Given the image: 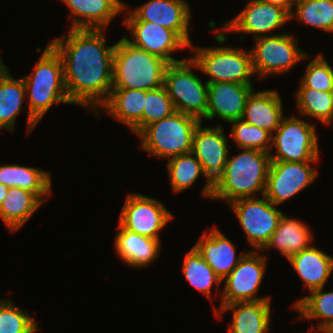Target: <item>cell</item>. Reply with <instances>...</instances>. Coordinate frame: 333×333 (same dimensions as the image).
Masks as SVG:
<instances>
[{
	"mask_svg": "<svg viewBox=\"0 0 333 333\" xmlns=\"http://www.w3.org/2000/svg\"><path fill=\"white\" fill-rule=\"evenodd\" d=\"M68 30L48 43L61 57L70 102L94 114L112 90L116 43L106 45L104 29Z\"/></svg>",
	"mask_w": 333,
	"mask_h": 333,
	"instance_id": "1",
	"label": "cell"
},
{
	"mask_svg": "<svg viewBox=\"0 0 333 333\" xmlns=\"http://www.w3.org/2000/svg\"><path fill=\"white\" fill-rule=\"evenodd\" d=\"M26 88L27 134L54 104L71 105L63 73V63L57 51L48 43L35 64V70L23 77Z\"/></svg>",
	"mask_w": 333,
	"mask_h": 333,
	"instance_id": "2",
	"label": "cell"
},
{
	"mask_svg": "<svg viewBox=\"0 0 333 333\" xmlns=\"http://www.w3.org/2000/svg\"><path fill=\"white\" fill-rule=\"evenodd\" d=\"M227 159L223 172L213 182L211 199L223 200L226 204L256 195H264L270 154L259 150L245 149ZM259 192V193H258Z\"/></svg>",
	"mask_w": 333,
	"mask_h": 333,
	"instance_id": "3",
	"label": "cell"
},
{
	"mask_svg": "<svg viewBox=\"0 0 333 333\" xmlns=\"http://www.w3.org/2000/svg\"><path fill=\"white\" fill-rule=\"evenodd\" d=\"M214 31L217 32L214 39L219 46L194 47L192 44L189 47L193 50L190 57L195 62V69L209 77L206 79L208 83L232 82L253 85L251 79L254 72L250 49L247 51L243 47L225 45L228 40L225 31L222 32L220 27H216Z\"/></svg>",
	"mask_w": 333,
	"mask_h": 333,
	"instance_id": "4",
	"label": "cell"
},
{
	"mask_svg": "<svg viewBox=\"0 0 333 333\" xmlns=\"http://www.w3.org/2000/svg\"><path fill=\"white\" fill-rule=\"evenodd\" d=\"M169 63L126 40L116 42L113 57L112 88L153 90L164 85Z\"/></svg>",
	"mask_w": 333,
	"mask_h": 333,
	"instance_id": "5",
	"label": "cell"
},
{
	"mask_svg": "<svg viewBox=\"0 0 333 333\" xmlns=\"http://www.w3.org/2000/svg\"><path fill=\"white\" fill-rule=\"evenodd\" d=\"M200 122L196 117L175 111L138 134L140 148L160 159L191 153L193 134Z\"/></svg>",
	"mask_w": 333,
	"mask_h": 333,
	"instance_id": "6",
	"label": "cell"
},
{
	"mask_svg": "<svg viewBox=\"0 0 333 333\" xmlns=\"http://www.w3.org/2000/svg\"><path fill=\"white\" fill-rule=\"evenodd\" d=\"M194 68L191 57L169 63L164 73V86L176 111L203 122L208 107V82H203Z\"/></svg>",
	"mask_w": 333,
	"mask_h": 333,
	"instance_id": "7",
	"label": "cell"
},
{
	"mask_svg": "<svg viewBox=\"0 0 333 333\" xmlns=\"http://www.w3.org/2000/svg\"><path fill=\"white\" fill-rule=\"evenodd\" d=\"M250 49L252 69L259 80L273 75L286 74L310 55L298 46L294 33L281 32L277 35L253 39Z\"/></svg>",
	"mask_w": 333,
	"mask_h": 333,
	"instance_id": "8",
	"label": "cell"
},
{
	"mask_svg": "<svg viewBox=\"0 0 333 333\" xmlns=\"http://www.w3.org/2000/svg\"><path fill=\"white\" fill-rule=\"evenodd\" d=\"M314 123L296 115L284 116L272 134L271 161L319 162L320 148ZM275 147V149L273 148ZM273 149L277 153H273Z\"/></svg>",
	"mask_w": 333,
	"mask_h": 333,
	"instance_id": "9",
	"label": "cell"
},
{
	"mask_svg": "<svg viewBox=\"0 0 333 333\" xmlns=\"http://www.w3.org/2000/svg\"><path fill=\"white\" fill-rule=\"evenodd\" d=\"M228 205L237 216L248 245L253 250H262L275 232L283 211L265 195L237 199Z\"/></svg>",
	"mask_w": 333,
	"mask_h": 333,
	"instance_id": "10",
	"label": "cell"
},
{
	"mask_svg": "<svg viewBox=\"0 0 333 333\" xmlns=\"http://www.w3.org/2000/svg\"><path fill=\"white\" fill-rule=\"evenodd\" d=\"M261 250L247 251L238 265L222 281L223 288L219 308L235 302H252L271 300L269 295L259 296L258 291L262 284L267 267V255ZM264 254V255H263Z\"/></svg>",
	"mask_w": 333,
	"mask_h": 333,
	"instance_id": "11",
	"label": "cell"
},
{
	"mask_svg": "<svg viewBox=\"0 0 333 333\" xmlns=\"http://www.w3.org/2000/svg\"><path fill=\"white\" fill-rule=\"evenodd\" d=\"M119 215V223L126 229L153 239H161V230L173 214L159 200L140 193L126 196Z\"/></svg>",
	"mask_w": 333,
	"mask_h": 333,
	"instance_id": "12",
	"label": "cell"
},
{
	"mask_svg": "<svg viewBox=\"0 0 333 333\" xmlns=\"http://www.w3.org/2000/svg\"><path fill=\"white\" fill-rule=\"evenodd\" d=\"M317 162L271 161L264 195L277 207L315 182Z\"/></svg>",
	"mask_w": 333,
	"mask_h": 333,
	"instance_id": "13",
	"label": "cell"
},
{
	"mask_svg": "<svg viewBox=\"0 0 333 333\" xmlns=\"http://www.w3.org/2000/svg\"><path fill=\"white\" fill-rule=\"evenodd\" d=\"M124 12L123 21L153 22L174 31L189 47L193 44L189 35L192 13L185 0H148L135 9L125 3Z\"/></svg>",
	"mask_w": 333,
	"mask_h": 333,
	"instance_id": "14",
	"label": "cell"
},
{
	"mask_svg": "<svg viewBox=\"0 0 333 333\" xmlns=\"http://www.w3.org/2000/svg\"><path fill=\"white\" fill-rule=\"evenodd\" d=\"M290 21V14L280 6L261 0L247 1L243 10L234 18L224 20L222 31L251 34L252 38L277 35L275 30L282 29ZM272 33V35H271Z\"/></svg>",
	"mask_w": 333,
	"mask_h": 333,
	"instance_id": "15",
	"label": "cell"
},
{
	"mask_svg": "<svg viewBox=\"0 0 333 333\" xmlns=\"http://www.w3.org/2000/svg\"><path fill=\"white\" fill-rule=\"evenodd\" d=\"M127 27L131 38L124 33V37L132 45L143 49L144 51L159 56L168 63H175L178 60L174 54L180 49L189 48V46L172 30L163 28L153 22L145 21H123ZM175 52V53H174Z\"/></svg>",
	"mask_w": 333,
	"mask_h": 333,
	"instance_id": "16",
	"label": "cell"
},
{
	"mask_svg": "<svg viewBox=\"0 0 333 333\" xmlns=\"http://www.w3.org/2000/svg\"><path fill=\"white\" fill-rule=\"evenodd\" d=\"M198 124L193 134L192 153L200 161L203 172L214 182L223 172L229 149L223 125L203 127Z\"/></svg>",
	"mask_w": 333,
	"mask_h": 333,
	"instance_id": "17",
	"label": "cell"
},
{
	"mask_svg": "<svg viewBox=\"0 0 333 333\" xmlns=\"http://www.w3.org/2000/svg\"><path fill=\"white\" fill-rule=\"evenodd\" d=\"M253 87L232 82L208 83V107L204 119L213 121L218 118L225 123L241 119Z\"/></svg>",
	"mask_w": 333,
	"mask_h": 333,
	"instance_id": "18",
	"label": "cell"
},
{
	"mask_svg": "<svg viewBox=\"0 0 333 333\" xmlns=\"http://www.w3.org/2000/svg\"><path fill=\"white\" fill-rule=\"evenodd\" d=\"M146 91L139 89L112 88L107 100L97 109L94 117L105 112L138 135L143 130V110ZM100 112V113H99Z\"/></svg>",
	"mask_w": 333,
	"mask_h": 333,
	"instance_id": "19",
	"label": "cell"
},
{
	"mask_svg": "<svg viewBox=\"0 0 333 333\" xmlns=\"http://www.w3.org/2000/svg\"><path fill=\"white\" fill-rule=\"evenodd\" d=\"M271 305V300H260L235 302L220 308L213 305V309L214 315L219 319H223V314L227 311H232L228 333H270Z\"/></svg>",
	"mask_w": 333,
	"mask_h": 333,
	"instance_id": "20",
	"label": "cell"
},
{
	"mask_svg": "<svg viewBox=\"0 0 333 333\" xmlns=\"http://www.w3.org/2000/svg\"><path fill=\"white\" fill-rule=\"evenodd\" d=\"M207 264L223 281L247 251L236 254V246L216 227L207 229L194 244Z\"/></svg>",
	"mask_w": 333,
	"mask_h": 333,
	"instance_id": "21",
	"label": "cell"
},
{
	"mask_svg": "<svg viewBox=\"0 0 333 333\" xmlns=\"http://www.w3.org/2000/svg\"><path fill=\"white\" fill-rule=\"evenodd\" d=\"M69 9L71 29H104L123 12L121 0H61Z\"/></svg>",
	"mask_w": 333,
	"mask_h": 333,
	"instance_id": "22",
	"label": "cell"
},
{
	"mask_svg": "<svg viewBox=\"0 0 333 333\" xmlns=\"http://www.w3.org/2000/svg\"><path fill=\"white\" fill-rule=\"evenodd\" d=\"M114 238V251L129 267L142 269L156 261L161 251V239L137 234L118 223Z\"/></svg>",
	"mask_w": 333,
	"mask_h": 333,
	"instance_id": "23",
	"label": "cell"
},
{
	"mask_svg": "<svg viewBox=\"0 0 333 333\" xmlns=\"http://www.w3.org/2000/svg\"><path fill=\"white\" fill-rule=\"evenodd\" d=\"M279 90H259L248 96L242 119L273 134L284 117Z\"/></svg>",
	"mask_w": 333,
	"mask_h": 333,
	"instance_id": "24",
	"label": "cell"
},
{
	"mask_svg": "<svg viewBox=\"0 0 333 333\" xmlns=\"http://www.w3.org/2000/svg\"><path fill=\"white\" fill-rule=\"evenodd\" d=\"M287 260L309 292L325 287L333 273V256L313 245Z\"/></svg>",
	"mask_w": 333,
	"mask_h": 333,
	"instance_id": "25",
	"label": "cell"
},
{
	"mask_svg": "<svg viewBox=\"0 0 333 333\" xmlns=\"http://www.w3.org/2000/svg\"><path fill=\"white\" fill-rule=\"evenodd\" d=\"M314 234L304 221L290 218L285 213L281 216L275 232L261 252L276 248L280 255L289 258L312 246Z\"/></svg>",
	"mask_w": 333,
	"mask_h": 333,
	"instance_id": "26",
	"label": "cell"
},
{
	"mask_svg": "<svg viewBox=\"0 0 333 333\" xmlns=\"http://www.w3.org/2000/svg\"><path fill=\"white\" fill-rule=\"evenodd\" d=\"M0 183L33 192L43 203L52 195L51 173L37 167L0 163Z\"/></svg>",
	"mask_w": 333,
	"mask_h": 333,
	"instance_id": "27",
	"label": "cell"
},
{
	"mask_svg": "<svg viewBox=\"0 0 333 333\" xmlns=\"http://www.w3.org/2000/svg\"><path fill=\"white\" fill-rule=\"evenodd\" d=\"M43 204L33 192L11 187L0 205V219L9 231L17 232Z\"/></svg>",
	"mask_w": 333,
	"mask_h": 333,
	"instance_id": "28",
	"label": "cell"
},
{
	"mask_svg": "<svg viewBox=\"0 0 333 333\" xmlns=\"http://www.w3.org/2000/svg\"><path fill=\"white\" fill-rule=\"evenodd\" d=\"M166 166L169 175L168 180L175 194L188 190L200 176H203L207 182L201 191L202 197L211 199L213 182L203 172L200 161L192 152L170 158Z\"/></svg>",
	"mask_w": 333,
	"mask_h": 333,
	"instance_id": "29",
	"label": "cell"
},
{
	"mask_svg": "<svg viewBox=\"0 0 333 333\" xmlns=\"http://www.w3.org/2000/svg\"><path fill=\"white\" fill-rule=\"evenodd\" d=\"M26 101V88L21 79H15L8 71L0 80V130L15 132L17 117Z\"/></svg>",
	"mask_w": 333,
	"mask_h": 333,
	"instance_id": "30",
	"label": "cell"
},
{
	"mask_svg": "<svg viewBox=\"0 0 333 333\" xmlns=\"http://www.w3.org/2000/svg\"><path fill=\"white\" fill-rule=\"evenodd\" d=\"M182 274L189 285L194 287L196 290L201 292L210 301L212 300L211 292L214 285L215 296L222 293L220 289V284L222 280L216 275L212 268L207 264V262L202 257V254L193 245L192 248L185 254L184 262L182 264ZM219 291V292H218Z\"/></svg>",
	"mask_w": 333,
	"mask_h": 333,
	"instance_id": "31",
	"label": "cell"
},
{
	"mask_svg": "<svg viewBox=\"0 0 333 333\" xmlns=\"http://www.w3.org/2000/svg\"><path fill=\"white\" fill-rule=\"evenodd\" d=\"M324 288L312 290L297 299L292 310L297 311L299 319L320 320L316 327L333 330V290L325 292Z\"/></svg>",
	"mask_w": 333,
	"mask_h": 333,
	"instance_id": "32",
	"label": "cell"
},
{
	"mask_svg": "<svg viewBox=\"0 0 333 333\" xmlns=\"http://www.w3.org/2000/svg\"><path fill=\"white\" fill-rule=\"evenodd\" d=\"M295 96L299 117L316 119L325 126L333 123V92L298 88Z\"/></svg>",
	"mask_w": 333,
	"mask_h": 333,
	"instance_id": "33",
	"label": "cell"
},
{
	"mask_svg": "<svg viewBox=\"0 0 333 333\" xmlns=\"http://www.w3.org/2000/svg\"><path fill=\"white\" fill-rule=\"evenodd\" d=\"M294 19L333 34V0H297L290 14Z\"/></svg>",
	"mask_w": 333,
	"mask_h": 333,
	"instance_id": "34",
	"label": "cell"
},
{
	"mask_svg": "<svg viewBox=\"0 0 333 333\" xmlns=\"http://www.w3.org/2000/svg\"><path fill=\"white\" fill-rule=\"evenodd\" d=\"M228 124H231L230 137L237 144V148L270 153L272 149V134L269 131L249 124L242 118L230 121Z\"/></svg>",
	"mask_w": 333,
	"mask_h": 333,
	"instance_id": "35",
	"label": "cell"
},
{
	"mask_svg": "<svg viewBox=\"0 0 333 333\" xmlns=\"http://www.w3.org/2000/svg\"><path fill=\"white\" fill-rule=\"evenodd\" d=\"M37 319L10 299H0V333H37Z\"/></svg>",
	"mask_w": 333,
	"mask_h": 333,
	"instance_id": "36",
	"label": "cell"
},
{
	"mask_svg": "<svg viewBox=\"0 0 333 333\" xmlns=\"http://www.w3.org/2000/svg\"><path fill=\"white\" fill-rule=\"evenodd\" d=\"M305 68V73L299 79L298 88L333 92V66L330 65L322 52L311 59Z\"/></svg>",
	"mask_w": 333,
	"mask_h": 333,
	"instance_id": "37",
	"label": "cell"
},
{
	"mask_svg": "<svg viewBox=\"0 0 333 333\" xmlns=\"http://www.w3.org/2000/svg\"><path fill=\"white\" fill-rule=\"evenodd\" d=\"M175 108L165 86L147 90L143 110V129L163 118L171 116Z\"/></svg>",
	"mask_w": 333,
	"mask_h": 333,
	"instance_id": "38",
	"label": "cell"
},
{
	"mask_svg": "<svg viewBox=\"0 0 333 333\" xmlns=\"http://www.w3.org/2000/svg\"><path fill=\"white\" fill-rule=\"evenodd\" d=\"M261 1L272 5L280 6L283 9H285L289 14H291L297 0H261Z\"/></svg>",
	"mask_w": 333,
	"mask_h": 333,
	"instance_id": "39",
	"label": "cell"
},
{
	"mask_svg": "<svg viewBox=\"0 0 333 333\" xmlns=\"http://www.w3.org/2000/svg\"><path fill=\"white\" fill-rule=\"evenodd\" d=\"M315 328V329H314ZM309 331H307V332H303V331H301V333H315V332H321V333H333V330L332 329H326V328H319V327H316V326H314L313 327V325L311 324V326L309 327V329H308ZM317 330V331H316ZM315 331V332H314Z\"/></svg>",
	"mask_w": 333,
	"mask_h": 333,
	"instance_id": "40",
	"label": "cell"
},
{
	"mask_svg": "<svg viewBox=\"0 0 333 333\" xmlns=\"http://www.w3.org/2000/svg\"><path fill=\"white\" fill-rule=\"evenodd\" d=\"M0 53H1V50H0ZM8 71H9V68L3 62V60L1 59V55H0V80L6 75V73Z\"/></svg>",
	"mask_w": 333,
	"mask_h": 333,
	"instance_id": "41",
	"label": "cell"
},
{
	"mask_svg": "<svg viewBox=\"0 0 333 333\" xmlns=\"http://www.w3.org/2000/svg\"><path fill=\"white\" fill-rule=\"evenodd\" d=\"M9 188L3 184L0 183V205L2 201L5 199V196L8 193Z\"/></svg>",
	"mask_w": 333,
	"mask_h": 333,
	"instance_id": "42",
	"label": "cell"
}]
</instances>
